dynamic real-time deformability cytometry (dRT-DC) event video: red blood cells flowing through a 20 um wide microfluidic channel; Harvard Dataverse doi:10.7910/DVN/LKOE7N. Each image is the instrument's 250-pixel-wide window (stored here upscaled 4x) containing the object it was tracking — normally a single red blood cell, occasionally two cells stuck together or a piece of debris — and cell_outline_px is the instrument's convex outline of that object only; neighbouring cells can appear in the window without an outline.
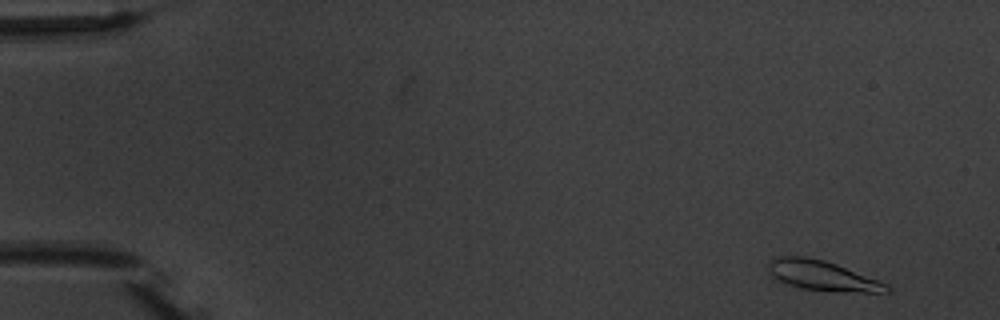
{"species": "common noctule bat (a hibernating species)", "species_latin": "Nyctalus noctula", "temperature_condition": "warm", "stored_images_in_passage": 8, "camera_frame_rate_fps": 3000, "um_per_image_px": 0.085, "animal": {"sex": "male", "body_mass_g": 20.1, "forearm_length_mm": 53.5}, "frame": {"image": 1, "passage_image": 1, "time_ms": 0.0, "image_size_px": [1000, 320], "cell_outline_px": [[892, 292], [836, 292], [800, 288], [788, 284], [780, 280], [768, 268], [768, 264], [772, 260], [780, 256], [804, 256], [824, 260], [836, 264], [888, 284], [892, 288]], "centroid_in_image_um": [69.98, 23.44], "position_along_channel_um": 15.0, "area_um2": 20.35}}
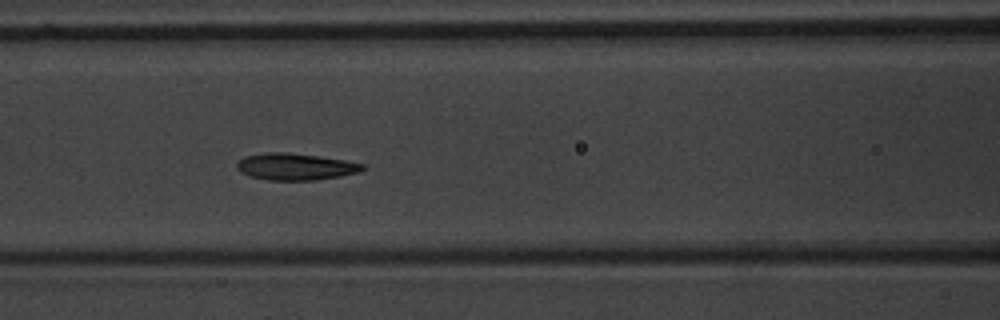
{"frame": {"image": 2, "passage_image": 7, "time_ms": 7.0, "image_size_px": [1000, 320], "cell_outline_px": [[368, 168], [360, 172], [340, 176], [316, 180], [268, 180], [248, 176], [240, 172], [236, 168], [236, 164], [244, 156], [268, 152], [288, 152], [344, 160], [364, 164]], "centroid_in_image_um": [25.11, 14.17], "position_along_channel_um": 141.5, "area_um2": 19.71}}
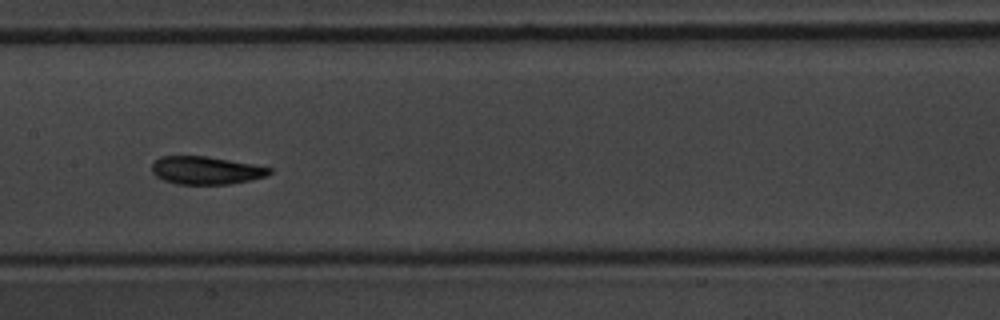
{"frame": {"image": 3, "passage_image": 8, "time_ms": 8.333, "image_size_px": [1000, 320], "cell_outline_px": [[272, 172], [268, 176], [252, 180], [228, 184], [176, 184], [164, 180], [156, 176], [152, 172], [152, 164], [160, 156], [204, 156], [252, 164], [272, 168]], "centroid_in_image_um": [17.52, 14.49], "position_along_channel_um": 189.9, "area_um2": 19.07}}